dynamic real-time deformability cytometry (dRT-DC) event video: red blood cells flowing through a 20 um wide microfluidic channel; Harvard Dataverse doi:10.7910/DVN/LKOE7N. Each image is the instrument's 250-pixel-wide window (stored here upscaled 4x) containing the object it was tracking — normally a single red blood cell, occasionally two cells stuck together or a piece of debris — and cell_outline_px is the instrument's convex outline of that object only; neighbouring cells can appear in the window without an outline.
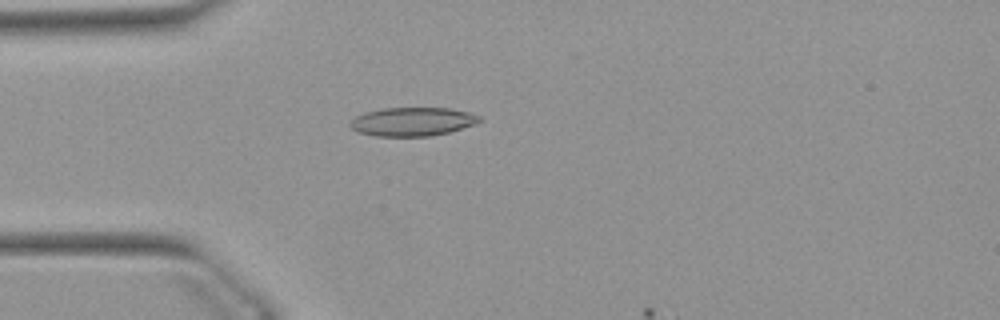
{"species": "Egyptian fruit bat (a non-hibernating species)", "species_latin": "Rousettus aegyptiacus", "temperature_condition": "warm", "stored_images_in_passage": 15, "camera_frame_rate_fps": 3000, "um_per_image_px": 0.085, "animal": {"sex": "female"}, "frame": {"image": 1, "passage_image": 14, "time_ms": 4.333, "image_size_px": [1000, 320], "cell_outline_px": [[480, 120], [476, 124], [448, 132], [428, 136], [376, 136], [360, 132], [352, 128], [348, 124], [356, 116], [364, 112], [384, 108], [448, 108], [468, 112], [480, 116]], "centroid_in_image_um": [35.05, 10.33], "position_along_channel_um": 50.0, "area_um2": 21.39}}